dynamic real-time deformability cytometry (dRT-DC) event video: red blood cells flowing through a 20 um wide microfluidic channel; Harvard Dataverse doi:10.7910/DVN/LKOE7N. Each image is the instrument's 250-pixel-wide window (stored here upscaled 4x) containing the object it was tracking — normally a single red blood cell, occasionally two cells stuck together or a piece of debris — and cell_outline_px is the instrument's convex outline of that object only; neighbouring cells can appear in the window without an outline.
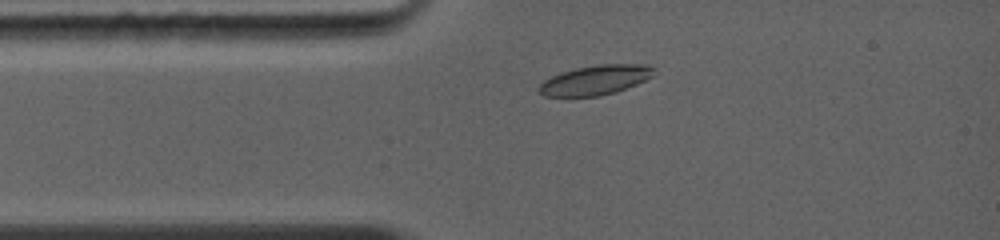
{"species": "common noctule bat (a hibernating species)", "species_latin": "Nyctalus noctula", "temperature_condition": "warm", "stored_images_in_passage": 20, "camera_frame_rate_fps": 5000, "um_per_image_px": 0.085, "animal": {"sex": "female", "body_mass_g": 19.0, "forearm_length_mm": 56.7}, "frame": {"image": 1, "passage_image": 3, "time_ms": 1.0, "image_size_px": [1000, 240], "cell_outline_px": [[656, 68], [652, 76], [636, 84], [616, 92], [600, 96], [544, 96], [536, 88], [544, 80], [560, 72], [576, 68], [596, 64], [652, 64]], "centroid_in_image_um": [50.62, 6.79], "position_along_channel_um": 34.4, "area_um2": 20.0}}
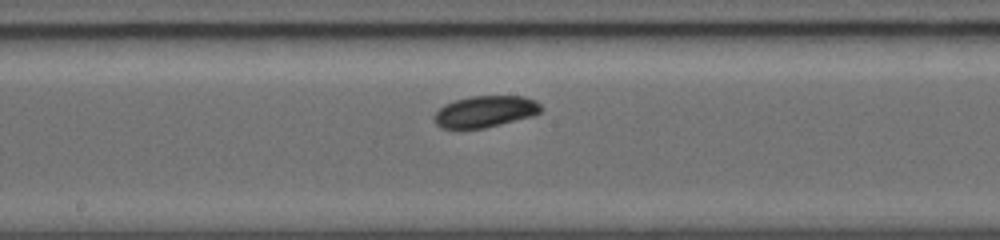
{"frame": {"image": 2, "passage_image": 10, "time_ms": 5.2, "image_size_px": [1000, 240], "cell_outline_px": [[544, 108], [540, 112], [532, 116], [484, 128], [440, 128], [432, 120], [432, 116], [444, 104], [456, 100], [472, 96], [524, 96], [536, 100]], "centroid_in_image_um": [41.23, 9.47], "position_along_channel_um": 207.0, "area_um2": 19.65}}
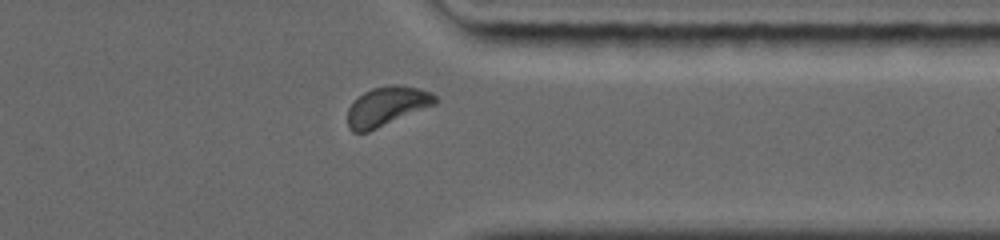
{"frame": {"image": 3, "passage_image": 17, "time_ms": 9.2, "image_size_px": [1000, 240], "cell_outline_px": [[436, 104], [368, 132], [352, 132], [348, 128], [348, 108], [364, 92], [372, 88], [392, 84], [396, 84], [416, 88], [432, 92], [436, 96]], "centroid_in_image_um": [32.88, 9.04], "position_along_channel_um": 378.5, "area_um2": 19.83}, "authors_computed_cell_mechanics": {"area_um2": 19.6231, "velocity_mm_per_s": 4.3182, "shape_relaxation_time_tau1_ms": 1.3719, "shape_relaxation_time_tau2_ms": null, "deformation_change_tau1": 0.064, "deformation_change_tau2": null}}